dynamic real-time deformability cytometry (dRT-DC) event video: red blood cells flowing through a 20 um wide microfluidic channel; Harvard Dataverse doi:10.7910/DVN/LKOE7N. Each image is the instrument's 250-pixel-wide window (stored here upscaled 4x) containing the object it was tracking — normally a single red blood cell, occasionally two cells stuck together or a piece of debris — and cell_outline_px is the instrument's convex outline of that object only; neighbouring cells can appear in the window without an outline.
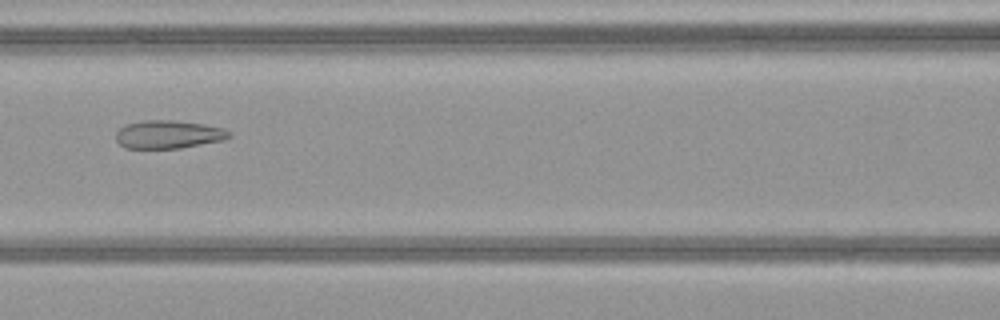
{"species": "common noctule bat (a hibernating species)", "species_latin": "Nyctalus noctula", "temperature_condition": "warm", "stored_images_in_passage": 51, "camera_frame_rate_fps": 3000, "um_per_image_px": 0.085, "animal": {"sex": "female", "body_mass_g": 21.9}, "frame": {"image": 1, "passage_image": 24, "time_ms": 7.667, "image_size_px": [1000, 320], "cell_outline_px": [[232, 136], [224, 140], [180, 148], [124, 148], [116, 140], [116, 132], [120, 128], [128, 124], [144, 120], [172, 120], [204, 124], [224, 128]], "centroid_in_image_um": [14.32, 11.43], "position_along_channel_um": 152.3, "area_um2": 18.5}}
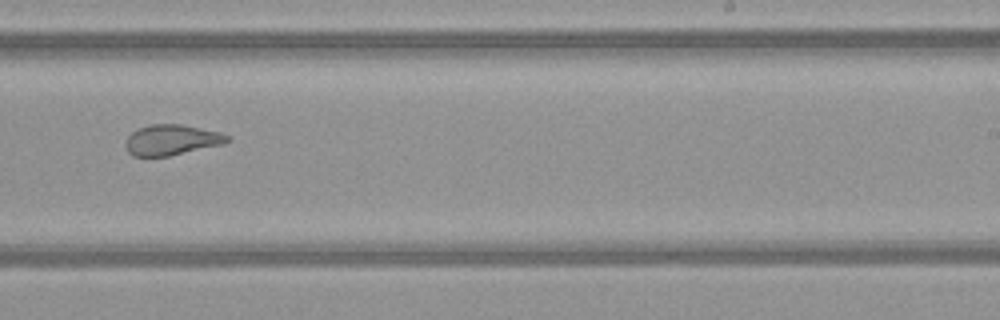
{"frame": {"image": 2, "passage_image": 33, "time_ms": 10.667, "image_size_px": [1000, 320], "cell_outline_px": [[232, 140], [224, 144], [168, 156], [132, 156], [128, 152], [124, 144], [128, 136], [132, 132], [140, 128], [152, 124], [180, 124], [220, 132], [228, 136]], "centroid_in_image_um": [14.59, 11.9], "position_along_channel_um": 274.4, "area_um2": 18.03}}
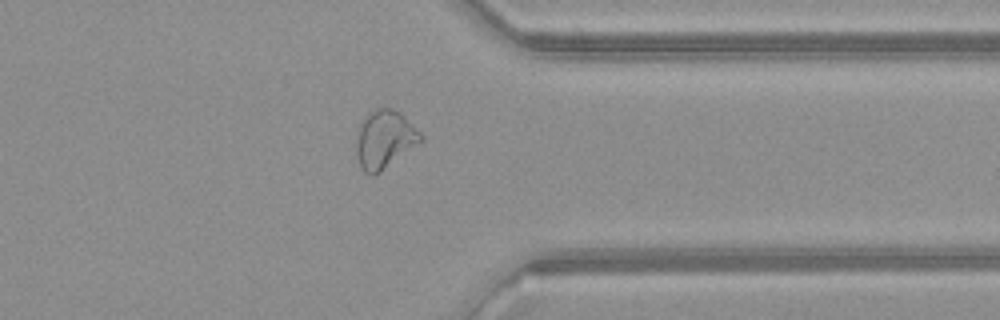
{"frame": {"image": 3, "passage_image": 41, "time_ms": 13.333, "image_size_px": [1000, 320], "cell_outline_px": [[424, 140], [380, 172], [372, 176], [364, 172], [360, 168], [356, 156], [356, 140], [360, 124], [364, 116], [368, 112], [376, 108], [392, 108], [400, 112], [424, 136]], "centroid_in_image_um": [32.67, 11.85], "position_along_channel_um": 378.7, "area_um2": 22.02}, "authors_computed_cell_mechanics": {"area_um2": 23.7558, "velocity_mm_per_s": 4.0815, "shape_relaxation_time_tau1_ms": null, "shape_relaxation_time_tau2_ms": 1.2338, "deformation_change_tau1": null, "deformation_change_tau2": 0.0842}}